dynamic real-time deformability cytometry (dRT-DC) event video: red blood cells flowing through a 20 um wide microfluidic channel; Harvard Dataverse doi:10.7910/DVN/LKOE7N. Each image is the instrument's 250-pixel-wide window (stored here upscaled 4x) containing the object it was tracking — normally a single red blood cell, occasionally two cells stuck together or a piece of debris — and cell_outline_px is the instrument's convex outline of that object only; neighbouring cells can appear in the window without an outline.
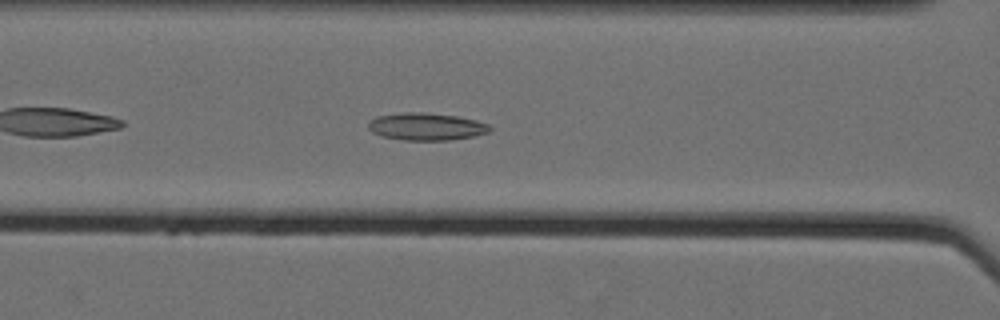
{"species": "Egyptian fruit bat (a non-hibernating species)", "species_latin": "Rousettus aegyptiacus", "temperature_condition": "cold", "stored_images_in_passage": 39, "camera_frame_rate_fps": 3000, "um_per_image_px": 0.085, "animal": {"sex": "female"}, "frame": {"image": 1, "passage_image": 8, "time_ms": 2.333, "image_size_px": [1000, 320], "cell_outline_px": [[492, 128], [488, 132], [476, 136], [448, 140], [404, 140], [380, 136], [372, 132], [368, 128], [368, 120], [376, 116], [404, 112], [424, 112], [456, 116], [476, 120], [488, 124]], "centroid_in_image_um": [36.2, 10.76], "position_along_channel_um": 130.4, "area_um2": 19.54}}
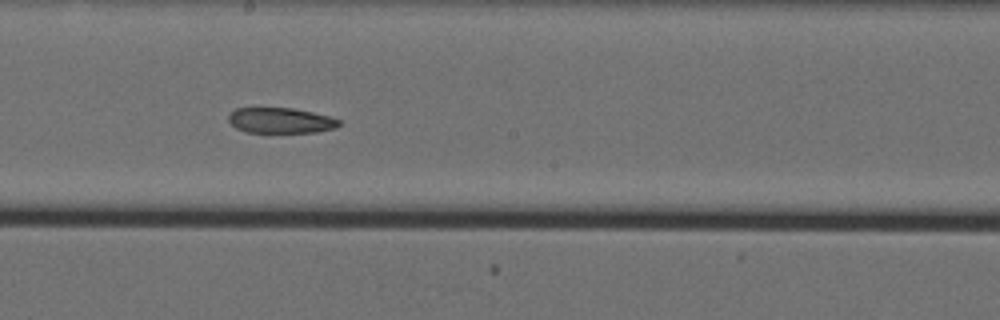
{"frame": {"image": 2, "passage_image": 16, "time_ms": 5.0, "image_size_px": [1000, 320], "cell_outline_px": [[340, 124], [336, 128], [316, 132], [244, 132], [236, 128], [228, 120], [228, 116], [236, 108], [292, 108], [332, 116], [340, 120]], "centroid_in_image_um": [23.88, 10.24], "position_along_channel_um": 224.3, "area_um2": 16.42}}
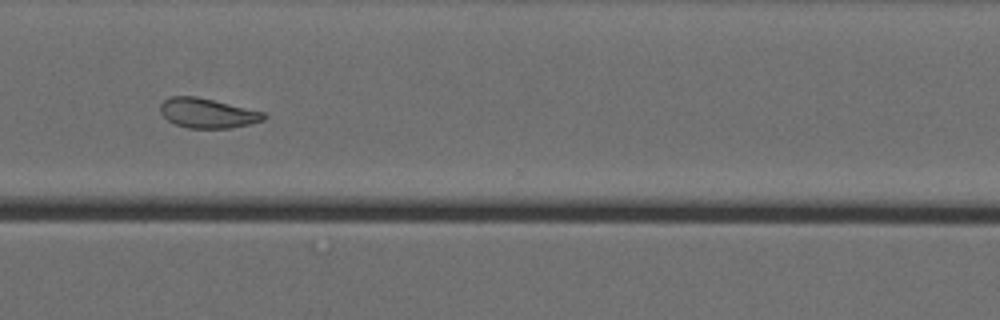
{"frame": {"image": 3, "passage_image": 27, "time_ms": 8.667, "image_size_px": [1000, 320], "cell_outline_px": [[268, 116], [264, 120], [232, 128], [188, 128], [176, 124], [168, 120], [160, 112], [160, 104], [164, 100], [172, 96], [196, 96], [264, 112]], "centroid_in_image_um": [17.64, 9.62], "position_along_channel_um": 353.0, "area_um2": 17.8}, "authors_computed_cell_mechanics": {"area_um2": 18.2648, "velocity_mm_per_s": 3.5198, "shape_relaxation_time_tau1_ms": null, "shape_relaxation_time_tau2_ms": 4.3037, "deformation_change_tau1": null, "deformation_change_tau2": 0.0988}}